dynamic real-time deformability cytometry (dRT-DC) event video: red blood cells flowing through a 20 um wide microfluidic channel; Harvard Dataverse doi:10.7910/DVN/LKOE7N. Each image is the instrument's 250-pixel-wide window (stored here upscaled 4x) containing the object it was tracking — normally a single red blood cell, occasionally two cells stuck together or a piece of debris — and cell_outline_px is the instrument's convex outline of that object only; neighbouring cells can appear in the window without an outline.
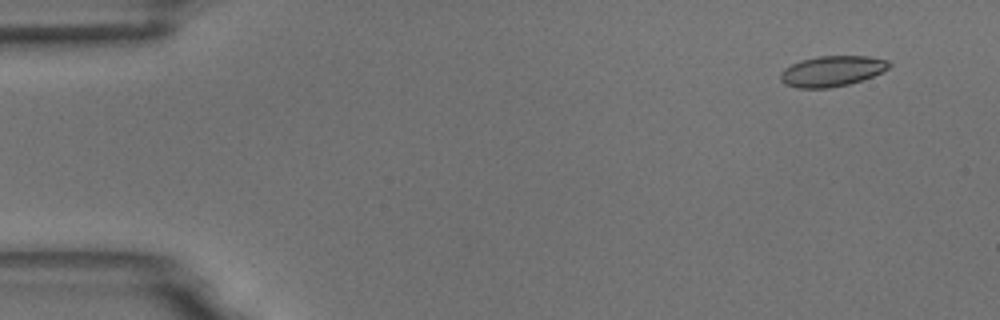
{"species": "common noctule bat (a hibernating species)", "species_latin": "Nyctalus noctula", "temperature_condition": "room temperature", "stored_images_in_passage": 6, "camera_frame_rate_fps": 3000, "um_per_image_px": 0.085, "animal": {"sex": "male", "body_mass_g": 18.8}, "frame": {"image": 1, "passage_image": 1, "time_ms": 0.0, "image_size_px": [1000, 320], "cell_outline_px": [[892, 64], [888, 68], [872, 76], [848, 84], [828, 88], [796, 88], [784, 84], [780, 80], [780, 72], [784, 68], [800, 60], [816, 56], [868, 56], [888, 60]], "centroid_in_image_um": [70.67, 6.04], "position_along_channel_um": 14.3, "area_um2": 19.36}}
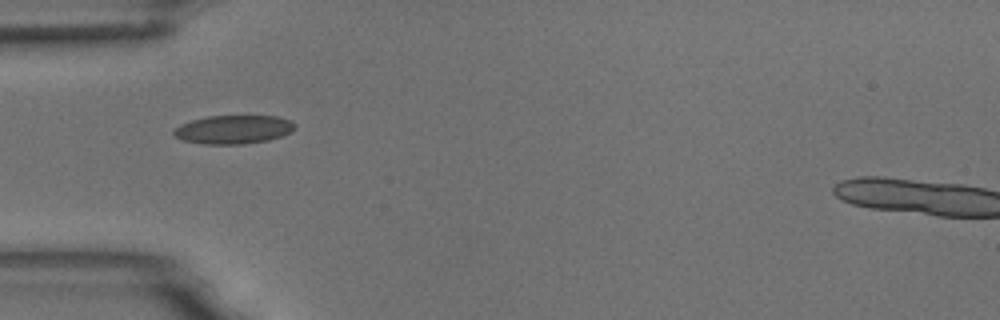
{"frame": {"image": 2, "passage_image": 4, "time_ms": 4.333, "image_size_px": [1000, 320], "cell_outline_px": [[296, 128], [292, 132], [268, 140], [244, 144], [204, 144], [184, 140], [176, 136], [172, 132], [180, 124], [192, 120], [208, 116], [280, 116], [292, 120], [296, 124]], "centroid_in_image_um": [19.9, 11.0], "position_along_channel_um": 65.1, "area_um2": 20.23}}